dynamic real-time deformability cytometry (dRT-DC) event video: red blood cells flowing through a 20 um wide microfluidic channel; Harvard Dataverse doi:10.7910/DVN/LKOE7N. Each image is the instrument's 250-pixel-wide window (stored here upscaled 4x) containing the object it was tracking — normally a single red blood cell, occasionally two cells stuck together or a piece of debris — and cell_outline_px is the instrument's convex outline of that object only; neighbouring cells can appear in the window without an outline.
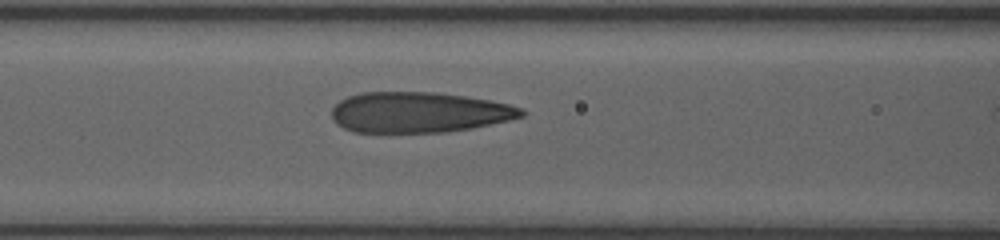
{"species": "human", "species_latin": "Homo sapiens", "temperature_condition": "room temperature", "stored_images_in_passage": 31, "camera_frame_rate_fps": 3000, "um_per_image_px": 0.085, "donor": {"sex": "female"}, "frame": {"image": 1, "passage_image": 10, "time_ms": 3.0, "image_size_px": [1000, 240], "cell_outline_px": [[528, 112], [524, 116], [508, 120], [472, 128], [448, 132], [352, 132], [336, 124], [332, 120], [332, 108], [340, 100], [348, 96], [360, 92], [436, 92], [464, 96], [488, 100], [508, 104], [520, 108]], "centroid_in_image_um": [35.58, 9.55], "position_along_channel_um": 131.0, "area_um2": 44.97}}
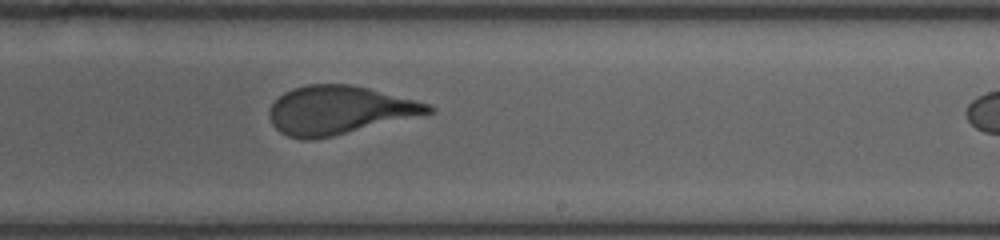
{"frame": {"image": 2, "passage_image": 20, "time_ms": 6.333, "image_size_px": [1000, 240], "cell_outline_px": [[436, 112], [332, 136], [312, 140], [300, 140], [288, 136], [280, 132], [272, 124], [268, 116], [268, 108], [284, 92], [292, 88], [308, 84], [352, 84], [432, 104], [436, 108]], "centroid_in_image_um": [28.82, 9.36], "position_along_channel_um": 260.2, "area_um2": 45.03}}
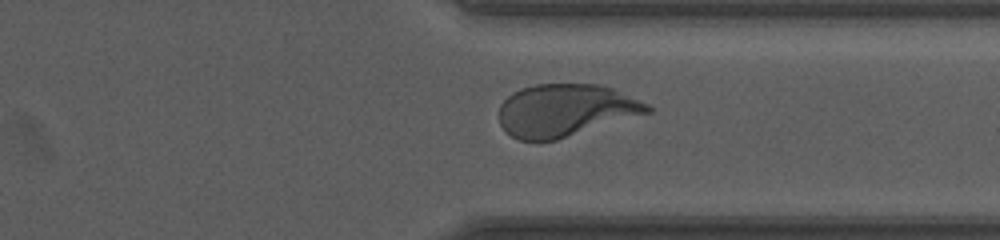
{"frame": {"image": 3, "passage_image": 28, "time_ms": 9.0, "image_size_px": [1000, 240], "cell_outline_px": [[652, 112], [556, 140], [520, 140], [504, 132], [500, 124], [500, 104], [512, 92], [520, 88], [536, 84], [600, 84], [612, 88], [648, 104], [652, 108]], "centroid_in_image_um": [48.05, 9.37], "position_along_channel_um": 363.4, "area_um2": 45.26}}